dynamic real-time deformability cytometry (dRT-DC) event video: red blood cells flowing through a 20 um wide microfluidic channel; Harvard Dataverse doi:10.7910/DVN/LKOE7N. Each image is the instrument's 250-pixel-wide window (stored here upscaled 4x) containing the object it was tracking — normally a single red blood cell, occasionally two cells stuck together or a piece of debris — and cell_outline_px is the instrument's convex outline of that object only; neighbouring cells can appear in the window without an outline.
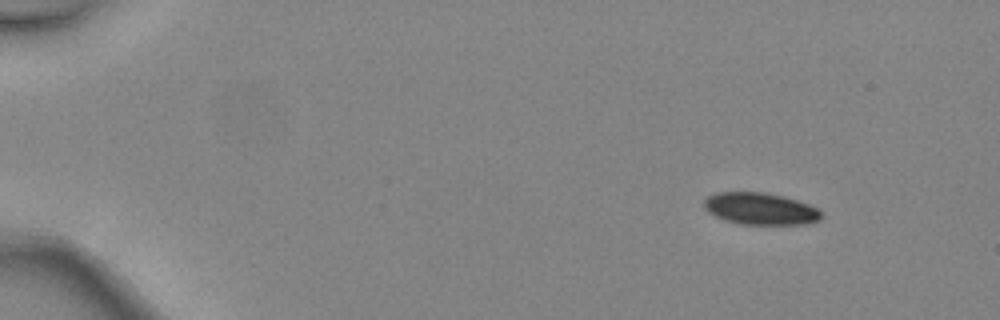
{"species": "common noctule bat (a hibernating species)", "species_latin": "Nyctalus noctula", "temperature_condition": "warm", "stored_images_in_passage": 4, "camera_frame_rate_fps": 3000, "um_per_image_px": 0.085, "animal": {"sex": "female", "body_mass_g": 24.6, "forearm_length_mm": 56.2}, "frame": {"image": 1, "passage_image": 1, "time_ms": 0.0, "image_size_px": [1000, 320], "cell_outline_px": [[820, 220], [808, 224], [740, 224], [724, 220], [708, 212], [704, 208], [704, 200], [708, 196], [716, 192], [764, 192], [784, 196], [808, 204], [816, 208], [820, 212]], "centroid_in_image_um": [64.6, 17.74], "position_along_channel_um": 20.4, "area_um2": 21.79}}
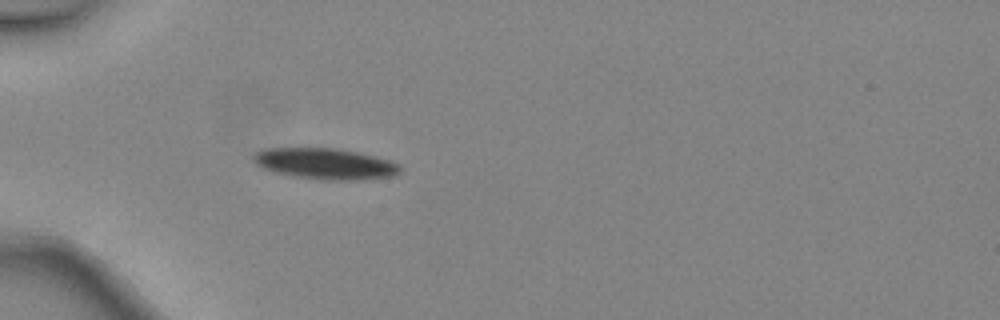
{"frame": {"image": 2, "passage_image": 4, "time_ms": 1.0, "image_size_px": [1000, 320], "cell_outline_px": [[400, 172], [392, 176], [348, 180], [324, 180], [292, 176], [272, 172], [256, 164], [252, 160], [252, 156], [256, 152], [264, 148], [336, 148], [360, 152], [392, 160], [400, 164]], "centroid_in_image_um": [27.63, 13.9], "position_along_channel_um": 57.4, "area_um2": 26.7}}